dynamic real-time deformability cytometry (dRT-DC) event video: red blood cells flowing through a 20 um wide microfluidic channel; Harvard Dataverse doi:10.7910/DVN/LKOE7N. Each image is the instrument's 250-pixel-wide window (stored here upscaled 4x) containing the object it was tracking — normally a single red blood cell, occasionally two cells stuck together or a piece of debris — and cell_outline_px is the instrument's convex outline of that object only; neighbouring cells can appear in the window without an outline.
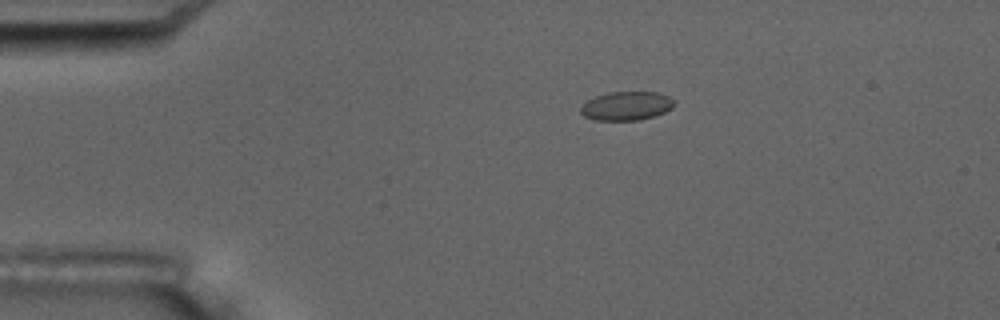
{"species": "common noctule bat (a hibernating species)", "species_latin": "Nyctalus noctula", "temperature_condition": "room temperature", "stored_images_in_passage": 7, "camera_frame_rate_fps": 3000, "um_per_image_px": 0.085, "animal": {"sex": "male", "body_mass_g": 17.5, "forearm_length_mm": 52.3}, "frame": {"image": 1, "passage_image": 4, "time_ms": 3.667, "image_size_px": [1000, 320], "cell_outline_px": [[672, 108], [664, 112], [640, 120], [596, 120], [584, 116], [580, 112], [580, 108], [588, 100], [596, 96], [608, 92], [660, 92], [668, 96], [672, 100]], "centroid_in_image_um": [53.22, 9.0], "position_along_channel_um": 31.8, "area_um2": 15.49}}